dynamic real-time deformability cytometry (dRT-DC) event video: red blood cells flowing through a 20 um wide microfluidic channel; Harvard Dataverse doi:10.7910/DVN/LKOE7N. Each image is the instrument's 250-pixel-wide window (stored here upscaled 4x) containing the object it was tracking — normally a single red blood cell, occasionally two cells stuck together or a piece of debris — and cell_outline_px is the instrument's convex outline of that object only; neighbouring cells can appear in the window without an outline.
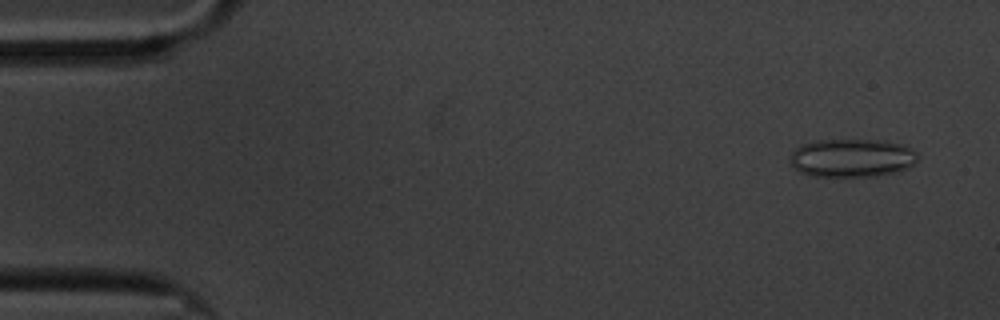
{"species": "common noctule bat (a hibernating species)", "species_latin": "Nyctalus noctula", "temperature_condition": "cold", "stored_images_in_passage": 59, "camera_frame_rate_fps": 3000, "um_per_image_px": 0.085, "animal": {"sex": "male", "body_mass_g": 20.1, "forearm_length_mm": 53.5}, "frame": {"image": 1, "passage_image": 4, "time_ms": 1.0, "image_size_px": [1000, 320], "cell_outline_px": [[920, 156], [912, 164], [904, 168], [892, 172], [876, 176], [812, 176], [800, 172], [792, 168], [788, 164], [788, 160], [792, 152], [800, 144], [816, 140], [884, 140], [900, 144], [916, 152]], "centroid_in_image_um": [72.32, 13.42], "position_along_channel_um": 12.7, "area_um2": 28.55}}
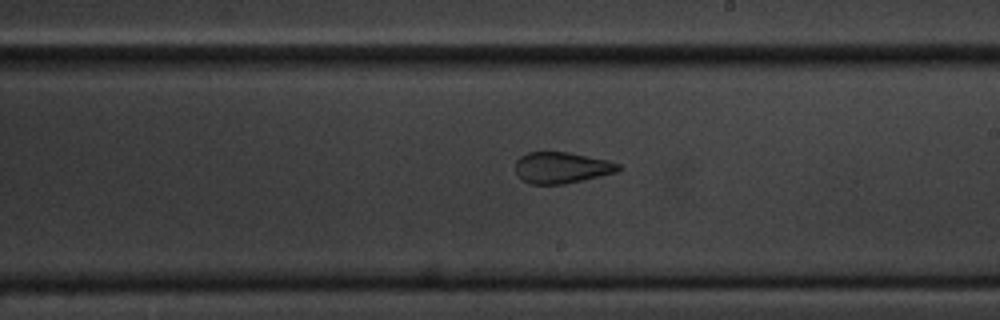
{"frame": {"image": 2, "passage_image": 34, "time_ms": 11.0, "image_size_px": [1000, 320], "cell_outline_px": [[624, 168], [616, 172], [600, 176], [564, 184], [532, 184], [524, 180], [516, 172], [516, 160], [520, 156], [528, 152], [568, 152], [608, 160], [620, 164]], "centroid_in_image_um": [47.77, 14.24], "position_along_channel_um": 241.2, "area_um2": 18.67}}
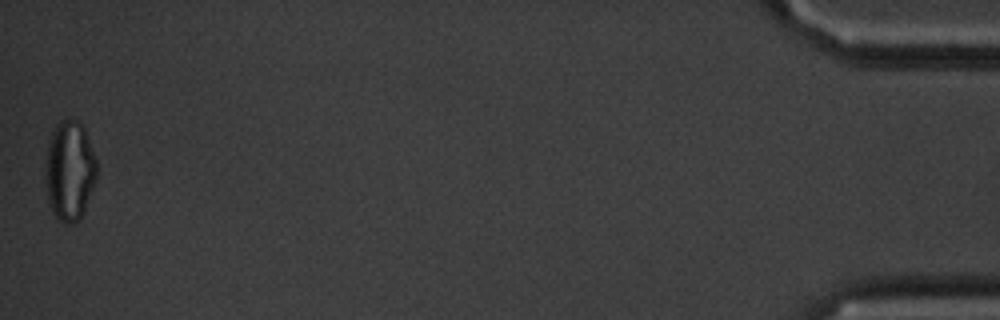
{"frame": {"image": 3, "passage_image": 59, "time_ms": 19.333, "image_size_px": [1000, 320], "cell_outline_px": [[96, 180], [84, 212], [80, 220], [72, 224], [64, 224], [56, 220], [48, 204], [44, 180], [44, 172], [48, 140], [56, 124], [60, 120], [80, 120], [84, 128], [96, 160]], "centroid_in_image_um": [5.88, 14.56], "position_along_channel_um": 429.3, "area_um2": 30.58}, "authors_computed_cell_mechanics": {"area_um2": 22.253, "velocity_mm_per_s": 3.3794, "shape_relaxation_time_tau1_ms": null, "shape_relaxation_time_tau2_ms": 2.2712, "deformation_change_tau1": null, "deformation_change_tau2": 0.0769}}